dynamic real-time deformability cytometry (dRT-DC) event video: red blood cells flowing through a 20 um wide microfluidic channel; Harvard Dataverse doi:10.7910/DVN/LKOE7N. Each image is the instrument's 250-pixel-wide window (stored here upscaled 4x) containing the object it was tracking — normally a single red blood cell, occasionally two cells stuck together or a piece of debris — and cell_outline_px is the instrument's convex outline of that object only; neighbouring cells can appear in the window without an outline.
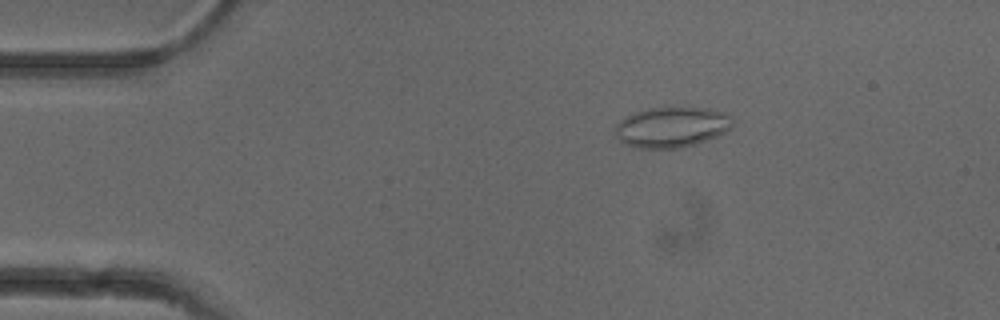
{"species": "common noctule bat (a hibernating species)", "species_latin": "Nyctalus noctula", "temperature_condition": "cold", "stored_images_in_passage": 45, "camera_frame_rate_fps": 3000, "um_per_image_px": 0.085, "animal": {"sex": "female"}, "frame": {"image": 1, "passage_image": 2, "time_ms": 0.333, "image_size_px": [1000, 320], "cell_outline_px": [[732, 128], [716, 136], [696, 144], [680, 148], [640, 148], [628, 144], [620, 140], [616, 136], [616, 124], [624, 116], [632, 112], [648, 108], [672, 104], [708, 108], [728, 112], [732, 116]], "centroid_in_image_um": [57.13, 10.74], "position_along_channel_um": 27.9, "area_um2": 28.61}}
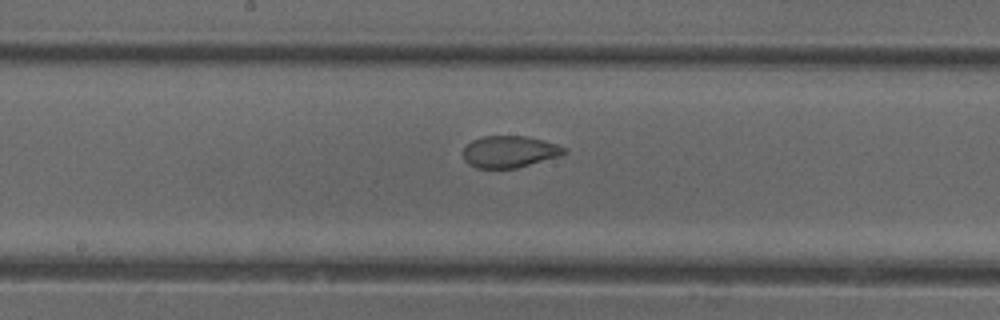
{"frame": {"image": 2, "passage_image": 20, "time_ms": 6.333, "image_size_px": [1000, 320], "cell_outline_px": [[568, 152], [556, 156], [516, 168], [476, 168], [468, 164], [464, 160], [464, 148], [472, 140], [484, 136], [528, 136], [556, 144], [568, 148]], "centroid_in_image_um": [43.29, 12.89], "position_along_channel_um": 204.9, "area_um2": 18.5}}
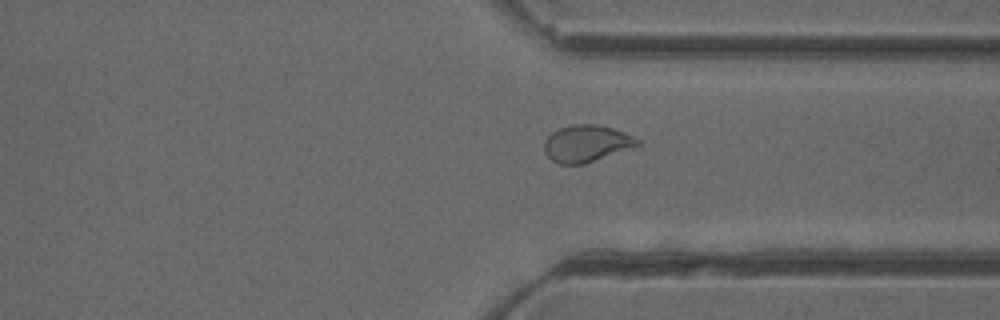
{"frame": {"image": 3, "passage_image": 32, "time_ms": 10.333, "image_size_px": [1000, 320], "cell_outline_px": [[640, 144], [584, 164], [560, 164], [552, 160], [544, 152], [544, 140], [552, 132], [560, 128], [572, 124], [596, 124], [612, 128], [624, 132], [640, 140]], "centroid_in_image_um": [49.81, 12.19], "position_along_channel_um": 361.6, "area_um2": 19.77}, "authors_computed_cell_mechanics": {"area_um2": 20.0566, "velocity_mm_per_s": 3.9233, "shape_relaxation_time_tau1_ms": null, "shape_relaxation_time_tau2_ms": 1.2785, "deformation_change_tau1": null, "deformation_change_tau2": 0.0589}}